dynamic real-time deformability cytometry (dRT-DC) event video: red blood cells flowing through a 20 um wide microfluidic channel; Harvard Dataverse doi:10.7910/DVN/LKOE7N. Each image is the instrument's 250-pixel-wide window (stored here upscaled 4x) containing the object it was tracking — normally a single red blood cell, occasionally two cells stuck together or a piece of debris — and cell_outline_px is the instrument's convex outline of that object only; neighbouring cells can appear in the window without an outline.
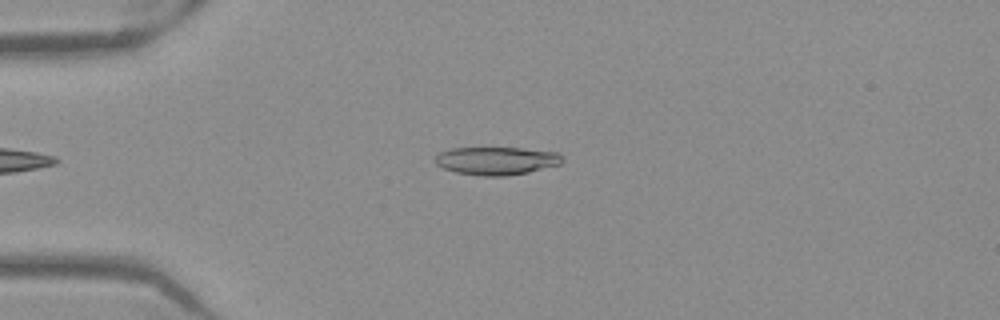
{"species": "Egyptian fruit bat (a non-hibernating species)", "species_latin": "Rousettus aegyptiacus", "temperature_condition": "warm", "stored_images_in_passage": 49, "camera_frame_rate_fps": 3000, "um_per_image_px": 0.085, "frame": {"image": 1, "passage_image": 11, "time_ms": 3.333, "image_size_px": [1000, 320], "cell_outline_px": [[564, 160], [560, 164], [528, 172], [508, 176], [484, 176], [456, 172], [444, 168], [436, 164], [432, 160], [440, 152], [452, 148], [520, 148], [556, 152]], "centroid_in_image_um": [42.17, 13.67], "position_along_channel_um": 42.8, "area_um2": 20.63}}
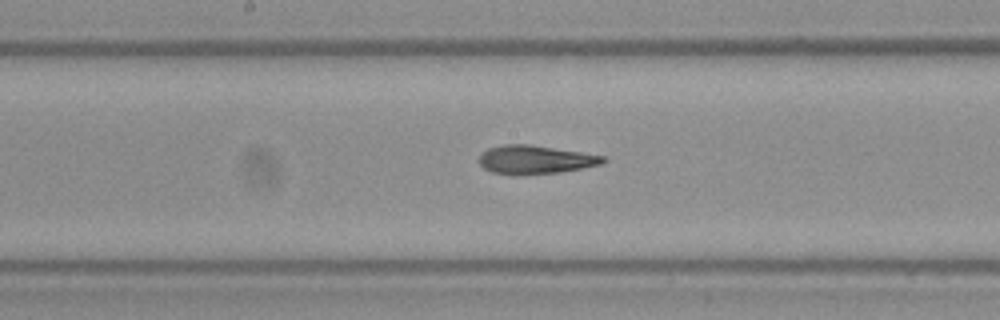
{"frame": {"image": 2, "passage_image": 25, "time_ms": 8.0, "image_size_px": [1000, 320], "cell_outline_px": [[608, 160], [600, 164], [560, 172], [516, 176], [512, 176], [492, 172], [484, 168], [480, 164], [480, 156], [488, 148], [504, 144], [528, 144], [580, 152], [604, 156]], "centroid_in_image_um": [45.46, 13.58], "position_along_channel_um": 202.7, "area_um2": 20.58}}
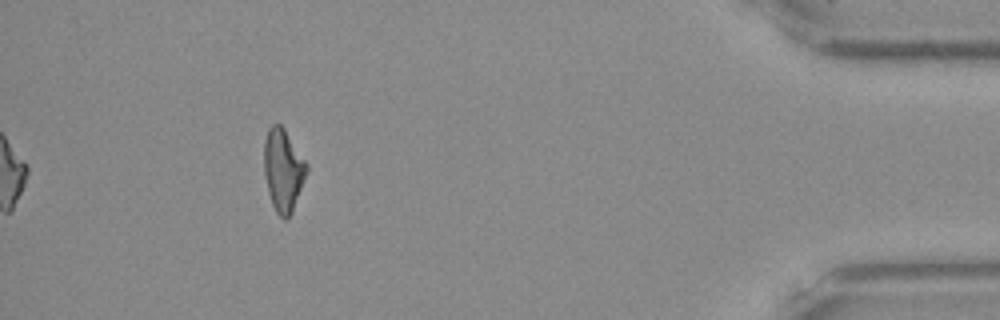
{"frame": {"image": 3, "passage_image": 45, "time_ms": 14.667, "image_size_px": [1000, 320], "cell_outline_px": [[308, 172], [292, 212], [288, 220], [284, 220], [276, 212], [272, 204], [268, 192], [264, 172], [264, 140], [268, 128], [272, 124], [280, 124], [284, 128], [308, 164]], "centroid_in_image_um": [24.07, 14.46], "position_along_channel_um": 411.1, "area_um2": 20.63}, "authors_computed_cell_mechanics": {"area_um2": 20.8658, "velocity_mm_per_s": 3.9707, "shape_relaxation_time_tau1_ms": 9.4618, "shape_relaxation_time_tau2_ms": 2.4169, "deformation_change_tau1": 0.2497, "deformation_change_tau2": 0.1132}}